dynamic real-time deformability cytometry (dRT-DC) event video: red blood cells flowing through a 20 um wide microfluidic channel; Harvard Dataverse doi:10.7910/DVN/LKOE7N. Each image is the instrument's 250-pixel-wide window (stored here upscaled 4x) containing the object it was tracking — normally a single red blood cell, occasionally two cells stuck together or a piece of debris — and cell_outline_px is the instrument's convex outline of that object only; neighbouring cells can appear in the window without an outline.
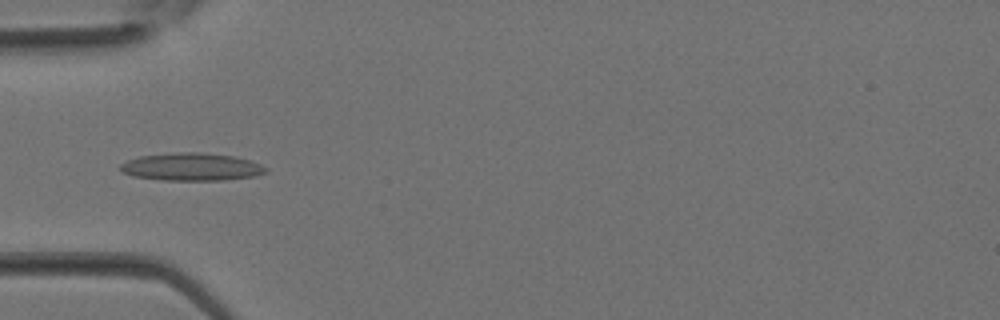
{"species": "Egyptian fruit bat (a non-hibernating species)", "species_latin": "Rousettus aegyptiacus", "temperature_condition": "room temperature", "stored_images_in_passage": 36, "camera_frame_rate_fps": 3000, "um_per_image_px": 0.085, "animal": {"sex": "female"}, "frame": {"image": 1, "passage_image": 12, "time_ms": 3.667, "image_size_px": [1000, 320], "cell_outline_px": [[268, 172], [252, 176], [224, 180], [164, 180], [132, 176], [124, 172], [120, 168], [120, 164], [128, 160], [140, 156], [176, 152], [200, 152], [232, 156], [248, 160], [260, 164], [268, 168]], "centroid_in_image_um": [16.28, 14.18], "position_along_channel_um": 68.7, "area_um2": 23.29}}
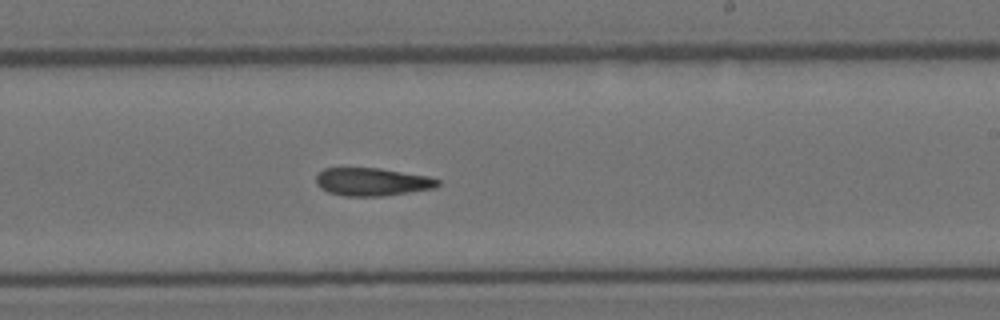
{"frame": {"image": 2, "passage_image": 22, "time_ms": 7.0, "image_size_px": [1000, 320], "cell_outline_px": [[440, 184], [436, 188], [380, 196], [344, 196], [328, 192], [320, 188], [316, 184], [316, 176], [324, 168], [380, 168], [428, 176], [440, 180]], "centroid_in_image_um": [31.63, 15.45], "position_along_channel_um": 257.4, "area_um2": 19.83}}
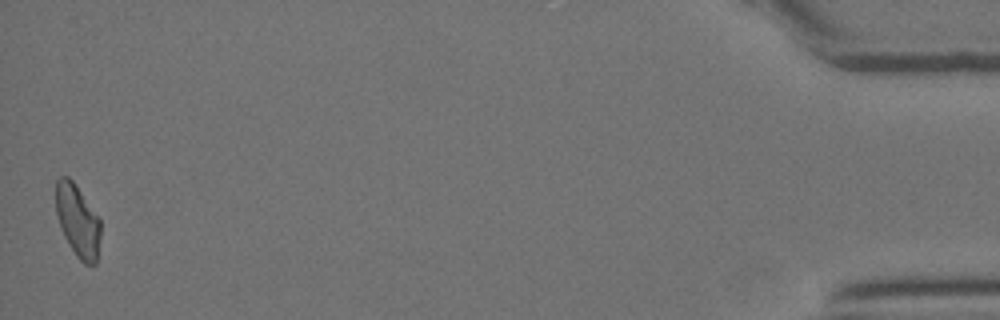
{"frame": {"image": 3, "passage_image": 36, "time_ms": 11.667, "image_size_px": [1000, 320], "cell_outline_px": [[100, 236], [96, 264], [84, 264], [76, 256], [68, 244], [60, 228], [56, 212], [56, 180], [60, 176], [68, 176], [72, 180], [100, 220]], "centroid_in_image_um": [6.58, 18.78], "position_along_channel_um": 428.6, "area_um2": 18.67}}